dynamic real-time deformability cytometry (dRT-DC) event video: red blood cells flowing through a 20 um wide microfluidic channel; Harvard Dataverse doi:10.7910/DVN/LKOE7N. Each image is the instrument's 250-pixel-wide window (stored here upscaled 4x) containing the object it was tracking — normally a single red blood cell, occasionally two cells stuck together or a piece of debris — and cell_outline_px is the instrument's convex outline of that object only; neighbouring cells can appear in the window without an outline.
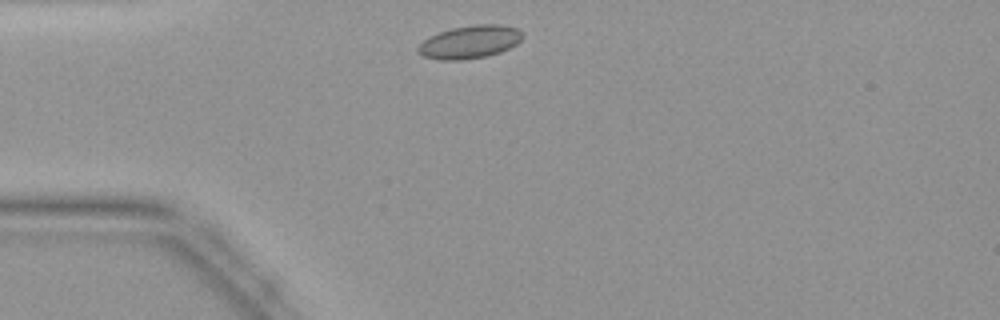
{"species": "common noctule bat (a hibernating species)", "species_latin": "Nyctalus noctula", "temperature_condition": "warm", "stored_images_in_passage": 35, "camera_frame_rate_fps": 3000, "um_per_image_px": 0.085, "animal": {"sex": "female", "body_mass_g": 19.9}, "frame": {"image": 1, "passage_image": 2, "time_ms": 0.333, "image_size_px": [1000, 320], "cell_outline_px": [[524, 36], [516, 44], [500, 52], [488, 56], [464, 60], [440, 60], [424, 56], [416, 52], [416, 48], [428, 36], [452, 28], [476, 24], [500, 24], [516, 28]], "centroid_in_image_um": [39.91, 3.57], "position_along_channel_um": 45.1, "area_um2": 20.11}}
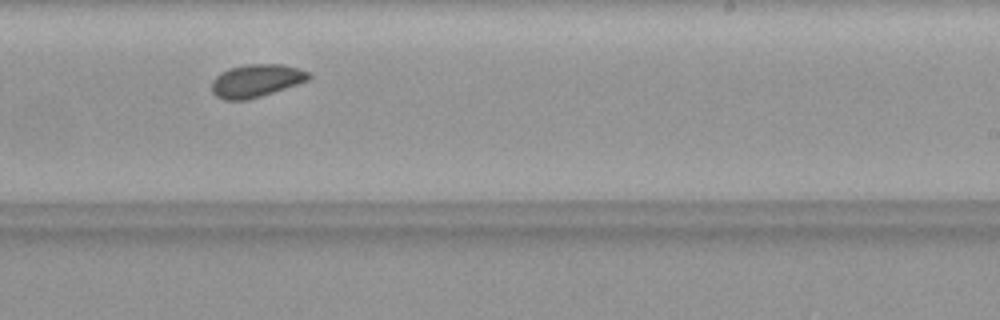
{"frame": {"image": 2, "passage_image": 18, "time_ms": 5.667, "image_size_px": [1000, 320], "cell_outline_px": [[312, 76], [308, 80], [260, 96], [244, 100], [224, 100], [216, 96], [212, 92], [212, 80], [220, 72], [228, 68], [244, 64], [284, 64], [300, 68], [308, 72]], "centroid_in_image_um": [21.75, 6.84], "position_along_channel_um": 267.2, "area_um2": 18.55}}
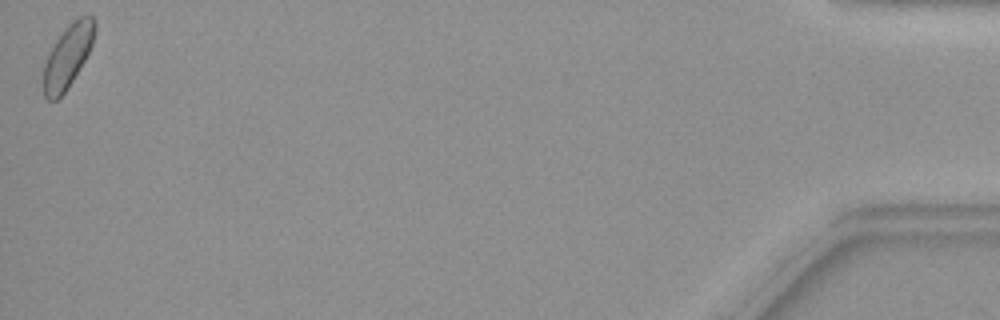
{"frame": {"image": 3, "passage_image": 35, "time_ms": 11.333, "image_size_px": [1000, 320], "cell_outline_px": [[96, 28], [92, 44], [84, 60], [72, 80], [64, 92], [56, 100], [48, 100], [44, 96], [44, 64], [56, 40], [80, 16], [92, 16], [96, 20]], "centroid_in_image_um": [5.77, 4.79], "position_along_channel_um": 429.4, "area_um2": 17.98}}